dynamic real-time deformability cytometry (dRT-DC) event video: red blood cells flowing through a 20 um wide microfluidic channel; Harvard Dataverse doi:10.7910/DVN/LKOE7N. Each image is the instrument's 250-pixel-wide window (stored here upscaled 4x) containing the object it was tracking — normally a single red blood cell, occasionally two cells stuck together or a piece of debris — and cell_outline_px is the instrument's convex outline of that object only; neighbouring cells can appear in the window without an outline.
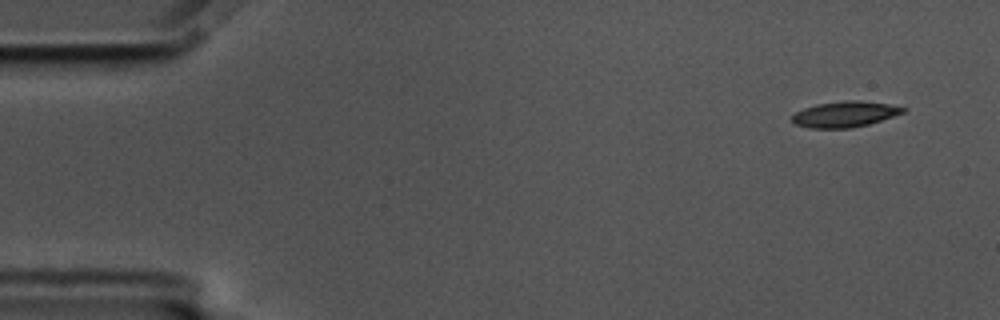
{"species": "common noctule bat (a hibernating species)", "species_latin": "Nyctalus noctula", "temperature_condition": "cold", "stored_images_in_passage": 55, "camera_frame_rate_fps": 3000, "um_per_image_px": 0.085, "animal": {"sex": "male", "body_mass_g": 17.5, "forearm_length_mm": 52.3}, "frame": {"image": 1, "passage_image": 1, "time_ms": 0.0, "image_size_px": [1000, 320], "cell_outline_px": [[908, 108], [904, 112], [868, 124], [848, 128], [808, 128], [796, 124], [792, 120], [792, 116], [796, 112], [804, 108], [816, 104], [844, 100], [860, 100], [888, 104]], "centroid_in_image_um": [71.8, 9.7], "position_along_channel_um": 13.2, "area_um2": 16.53}}
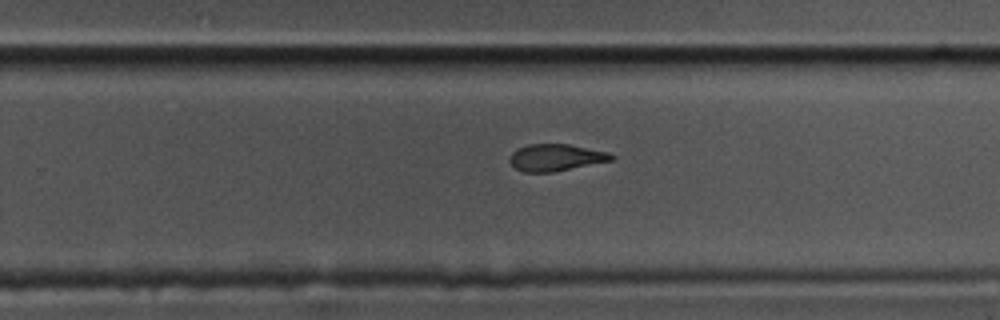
{"frame": {"image": 2, "passage_image": 34, "time_ms": 11.0, "image_size_px": [1000, 320], "cell_outline_px": [[616, 160], [552, 172], [524, 172], [516, 168], [508, 160], [512, 152], [516, 148], [528, 144], [568, 144], [608, 152], [616, 156]], "centroid_in_image_um": [47.27, 13.38], "position_along_channel_um": 282.5, "area_um2": 16.07}}
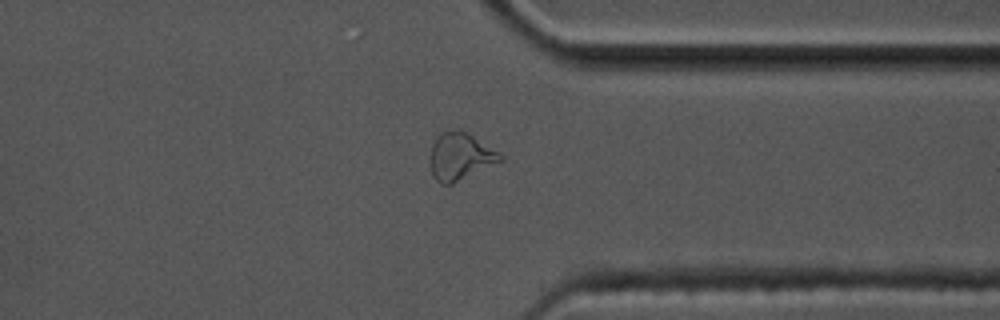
{"frame": {"image": 3, "passage_image": 42, "time_ms": 13.667, "image_size_px": [1000, 320], "cell_outline_px": [[504, 160], [452, 184], [440, 184], [432, 176], [428, 156], [432, 144], [436, 136], [440, 132], [456, 128], [460, 128], [468, 132], [504, 156]], "centroid_in_image_um": [39.07, 13.27], "position_along_channel_um": 372.3, "area_um2": 19.83}, "authors_computed_cell_mechanics": {"area_um2": 17.1088, "velocity_mm_per_s": 3.4517, "shape_relaxation_time_tau1_ms": 5.5816, "shape_relaxation_time_tau2_ms": 2.5523, "deformation_change_tau1": 0.1938, "deformation_change_tau2": 0.1094}}